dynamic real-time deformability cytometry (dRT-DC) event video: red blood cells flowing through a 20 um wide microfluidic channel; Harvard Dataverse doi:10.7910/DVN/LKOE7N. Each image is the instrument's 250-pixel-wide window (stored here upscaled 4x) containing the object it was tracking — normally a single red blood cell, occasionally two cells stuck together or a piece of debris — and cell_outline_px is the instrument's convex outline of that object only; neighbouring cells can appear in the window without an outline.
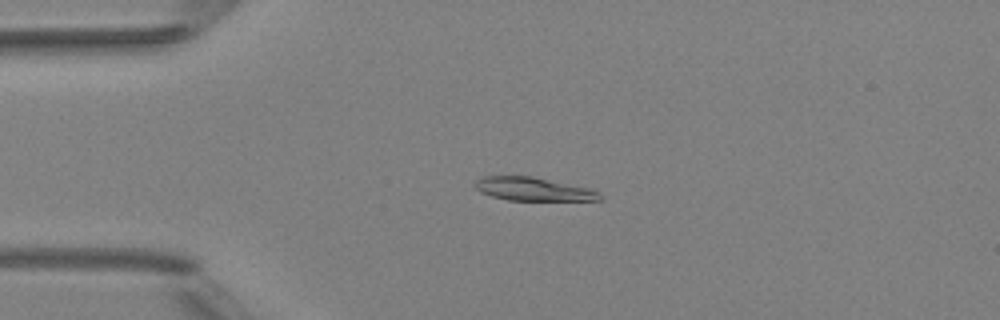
{"species": "Egyptian fruit bat (a non-hibernating species)", "species_latin": "Rousettus aegyptiacus", "temperature_condition": "room temperature", "stored_images_in_passage": 4, "camera_frame_rate_fps": 3000, "um_per_image_px": 0.085, "animal": {"sex": "female"}, "frame": {"image": 1, "passage_image": 3, "time_ms": 2.333, "image_size_px": [1000, 320], "cell_outline_px": [[604, 200], [508, 200], [492, 196], [480, 192], [476, 188], [476, 180], [480, 176], [532, 176], [588, 188], [600, 192], [604, 196]], "centroid_in_image_um": [45.35, 16.07], "position_along_channel_um": 39.6, "area_um2": 16.94}}